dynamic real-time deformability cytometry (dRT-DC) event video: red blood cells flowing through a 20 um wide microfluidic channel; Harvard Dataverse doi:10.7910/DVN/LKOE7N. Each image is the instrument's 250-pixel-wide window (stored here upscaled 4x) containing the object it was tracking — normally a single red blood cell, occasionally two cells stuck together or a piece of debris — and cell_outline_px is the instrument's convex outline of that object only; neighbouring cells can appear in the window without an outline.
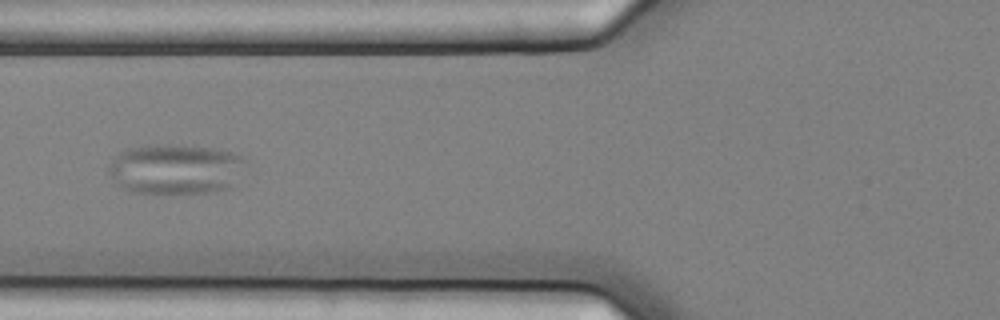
{"species": "common noctule bat (a hibernating species)", "species_latin": "Nyctalus noctula", "temperature_condition": "cold", "stored_images_in_passage": 7, "segment_of_instrument_passage": [2, 2], "camera_frame_rate_fps": 3000, "um_per_image_px": 0.085, "animal": {"sex": "female", "body_mass_g": 25.1}, "frame": {"image": 1, "passage_image": 5, "time_ms": 1.333, "image_size_px": [1000, 320], "cell_outline_px": [[248, 160], [228, 188], [208, 192], [168, 196], [156, 196], [128, 192], [116, 184], [108, 172], [108, 164], [120, 152], [128, 148], [148, 144], [180, 144], [212, 148], [232, 152], [244, 156]], "centroid_in_image_um": [14.85, 14.4], "position_along_channel_um": 111.0, "area_um2": 41.38}}
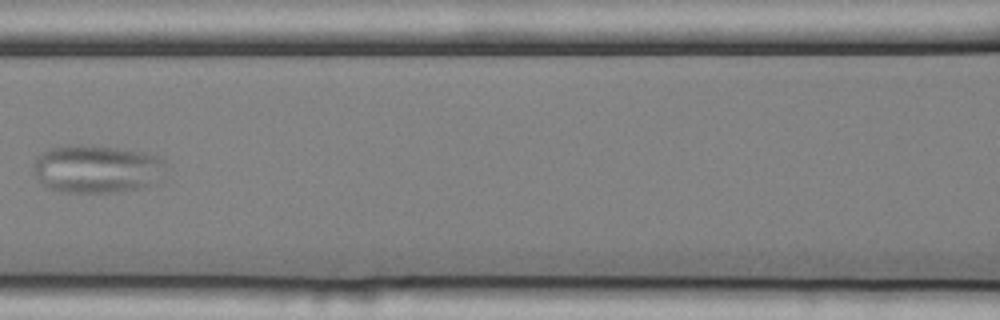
{"frame": {"image": 2, "passage_image": 6, "time_ms": 1.667, "image_size_px": [1000, 320], "cell_outline_px": [[164, 164], [140, 188], [116, 192], [60, 192], [48, 188], [40, 184], [32, 168], [36, 156], [40, 152], [64, 144], [92, 144], [144, 152], [160, 156], [164, 160]], "centroid_in_image_um": [8.02, 14.32], "position_along_channel_um": 158.6, "area_um2": 36.65}}